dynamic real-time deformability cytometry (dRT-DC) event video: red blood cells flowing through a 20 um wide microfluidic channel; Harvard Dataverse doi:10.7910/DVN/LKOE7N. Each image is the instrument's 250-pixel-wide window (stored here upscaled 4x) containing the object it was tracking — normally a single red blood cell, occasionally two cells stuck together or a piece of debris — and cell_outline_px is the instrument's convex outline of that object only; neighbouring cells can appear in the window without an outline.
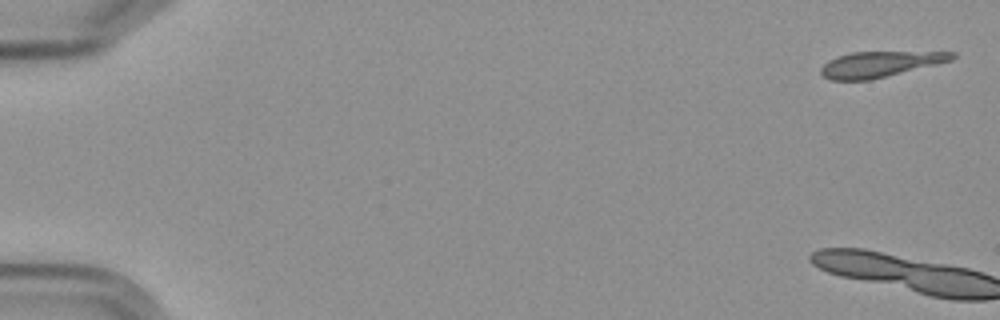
{"species": "Egyptian fruit bat (a non-hibernating species)", "species_latin": "Rousettus aegyptiacus", "temperature_condition": "cold", "stored_images_in_passage": 7, "camera_frame_rate_fps": 3000, "um_per_image_px": 0.085, "frame": {"image": 1, "passage_image": 1, "time_ms": 0.0, "image_size_px": [1000, 320], "cell_outline_px": [[956, 56], [952, 60], [872, 80], [832, 80], [820, 76], [820, 68], [828, 60], [836, 56], [852, 52], [956, 52]], "centroid_in_image_um": [74.74, 5.46], "position_along_channel_um": 10.3, "area_um2": 19.65}}